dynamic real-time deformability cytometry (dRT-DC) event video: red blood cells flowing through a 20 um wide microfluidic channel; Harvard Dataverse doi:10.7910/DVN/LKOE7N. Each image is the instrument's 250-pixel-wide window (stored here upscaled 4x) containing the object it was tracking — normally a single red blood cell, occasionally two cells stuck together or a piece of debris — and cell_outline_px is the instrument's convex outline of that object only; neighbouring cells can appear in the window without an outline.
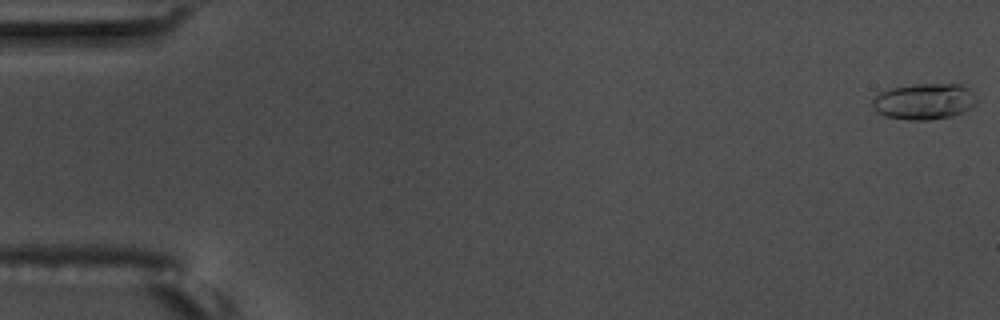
{"species": "common noctule bat (a hibernating species)", "species_latin": "Nyctalus noctula", "temperature_condition": "warm", "stored_images_in_passage": 58, "camera_frame_rate_fps": 3000, "um_per_image_px": 0.085, "animal": {"sex": "male", "body_mass_g": 17.5, "forearm_length_mm": 52.3}, "frame": {"image": 1, "passage_image": 1, "time_ms": 0.0, "image_size_px": [1000, 320], "cell_outline_px": [[976, 104], [964, 112], [952, 116], [928, 120], [908, 120], [884, 116], [876, 112], [872, 108], [872, 100], [880, 92], [892, 88], [916, 84], [960, 84], [968, 88], [976, 96]], "centroid_in_image_um": [78.55, 8.63], "position_along_channel_um": 6.5, "area_um2": 22.02}, "authors_computed_cell_mechanics": {"area_um2": 20.519, "velocity_mm_per_s": 3.5687, "shape_relaxation_time_tau1_ms": 4.3578, "shape_relaxation_time_tau2_ms": 1.0508, "deformation_change_tau1": 0.1671, "deformation_change_tau2": 0.0707}}